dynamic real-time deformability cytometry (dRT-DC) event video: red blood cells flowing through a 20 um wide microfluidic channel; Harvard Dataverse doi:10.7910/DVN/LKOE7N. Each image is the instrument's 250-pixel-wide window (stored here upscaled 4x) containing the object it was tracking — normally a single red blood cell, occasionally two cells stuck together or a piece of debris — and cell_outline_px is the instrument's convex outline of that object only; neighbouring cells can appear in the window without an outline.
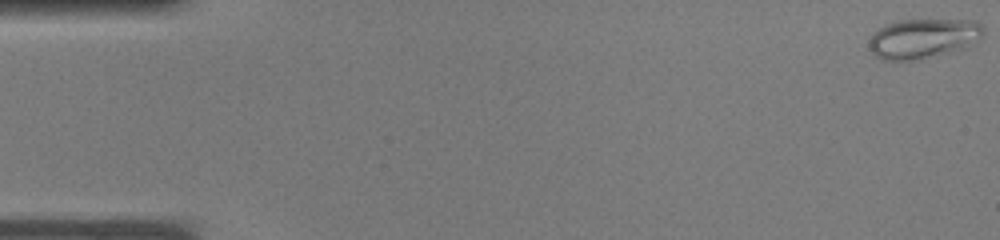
{"species": "common noctule bat (a hibernating species)", "species_latin": "Nyctalus noctula", "temperature_condition": "warm", "stored_images_in_passage": 38, "camera_frame_rate_fps": 3000, "um_per_image_px": 0.085, "animal": {"sex": "male", "body_mass_g": 19.0, "forearm_length_mm": 50.8}, "frame": {"image": 1, "passage_image": 1, "time_ms": 0.0, "image_size_px": [1000, 240], "cell_outline_px": [[984, 32], [968, 48], [920, 60], [880, 60], [868, 48], [868, 40], [880, 28], [888, 24], [900, 20], [976, 20], [984, 28]], "centroid_in_image_um": [78.48, 3.29], "position_along_channel_um": 6.5, "area_um2": 26.65}}
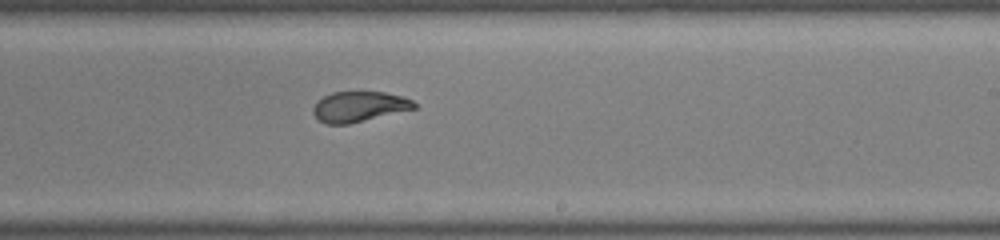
{"frame": {"image": 2, "passage_image": 23, "time_ms": 7.333, "image_size_px": [1000, 240], "cell_outline_px": [[416, 108], [348, 124], [328, 124], [320, 120], [312, 112], [312, 108], [316, 100], [332, 92], [384, 92], [404, 96], [412, 100], [416, 104]], "centroid_in_image_um": [30.51, 9.05], "position_along_channel_um": 258.5, "area_um2": 17.8}}
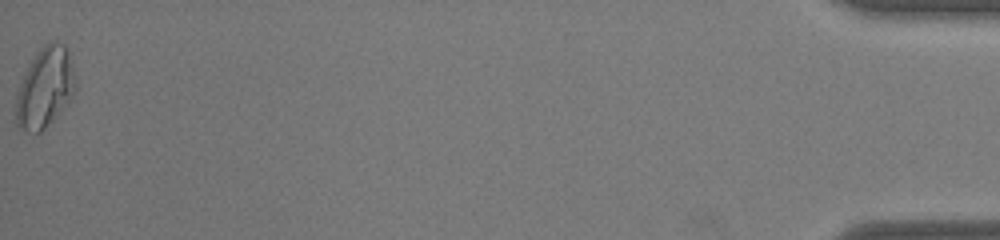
{"frame": {"image": 3, "passage_image": 38, "time_ms": 12.333, "image_size_px": [1000, 240], "cell_outline_px": [[76, 88], [72, 96], [56, 116], [40, 132], [28, 132], [20, 128], [16, 124], [16, 92], [28, 64], [40, 48], [44, 44], [52, 40], [56, 40], [64, 44], [68, 52], [76, 84]], "centroid_in_image_um": [3.8, 7.42], "position_along_channel_um": 431.4, "area_um2": 27.57}}